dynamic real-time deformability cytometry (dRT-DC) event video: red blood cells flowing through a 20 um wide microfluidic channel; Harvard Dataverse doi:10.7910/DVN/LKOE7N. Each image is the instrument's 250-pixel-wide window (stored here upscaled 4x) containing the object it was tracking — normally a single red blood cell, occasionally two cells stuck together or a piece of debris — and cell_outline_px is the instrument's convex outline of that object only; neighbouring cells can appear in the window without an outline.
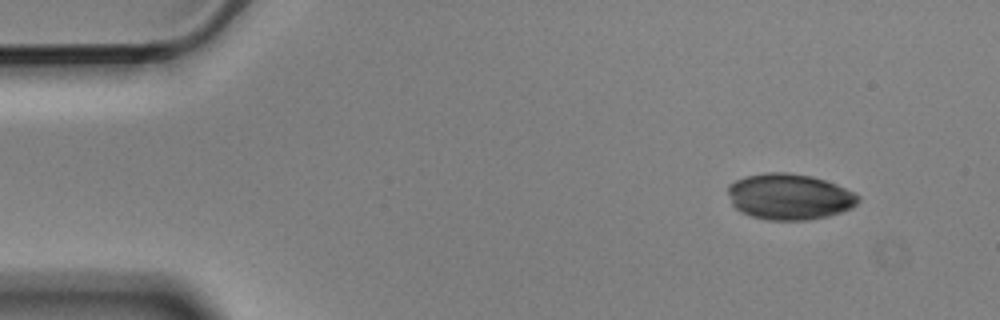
{"species": "Egyptian fruit bat (a non-hibernating species)", "species_latin": "Rousettus aegyptiacus", "temperature_condition": "cold", "stored_images_in_passage": 6, "segment_of_instrument_passage": [2, 2], "camera_frame_rate_fps": 3000, "um_per_image_px": 0.085, "animal": {"sex": "male"}, "frame": {"image": 1, "passage_image": 6, "time_ms": 1.667, "image_size_px": [1000, 320], "cell_outline_px": [[860, 200], [852, 208], [828, 216], [808, 220], [768, 220], [752, 216], [740, 212], [732, 204], [728, 192], [728, 184], [744, 176], [768, 172], [788, 172], [812, 176], [836, 184], [860, 196]], "centroid_in_image_um": [67.08, 16.71], "position_along_channel_um": 17.9, "area_um2": 34.97}}